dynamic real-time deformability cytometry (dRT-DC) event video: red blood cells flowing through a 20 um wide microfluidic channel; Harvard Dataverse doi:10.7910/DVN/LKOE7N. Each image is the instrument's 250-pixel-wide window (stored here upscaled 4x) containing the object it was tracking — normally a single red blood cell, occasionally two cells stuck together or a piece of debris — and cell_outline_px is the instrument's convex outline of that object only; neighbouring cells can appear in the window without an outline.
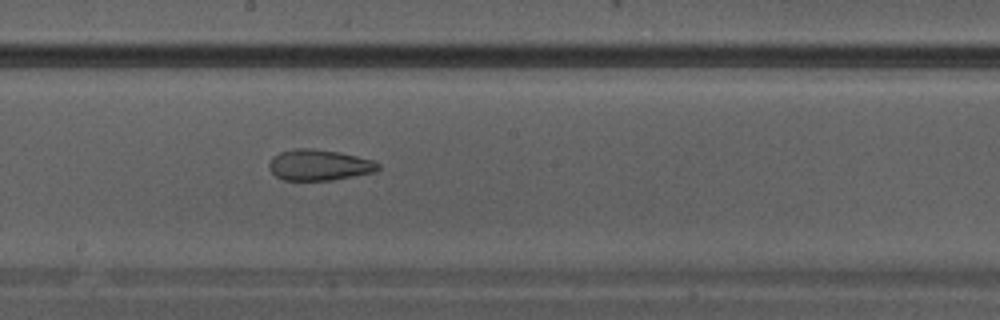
{"species": "Egyptian fruit bat (a non-hibernating species)", "species_latin": "Rousettus aegyptiacus", "temperature_condition": "warm", "stored_images_in_passage": 10, "camera_frame_rate_fps": 3000, "um_per_image_px": 0.085, "animal": {"sex": "male"}, "frame": {"image": 1, "passage_image": 10, "time_ms": 3.0, "image_size_px": [1000, 320], "cell_outline_px": [[380, 168], [376, 172], [332, 180], [284, 180], [276, 176], [268, 168], [268, 164], [272, 156], [280, 152], [296, 148], [312, 148], [340, 152], [372, 160], [380, 164]], "centroid_in_image_um": [27.12, 14.02], "position_along_channel_um": 221.1, "area_um2": 19.77}}